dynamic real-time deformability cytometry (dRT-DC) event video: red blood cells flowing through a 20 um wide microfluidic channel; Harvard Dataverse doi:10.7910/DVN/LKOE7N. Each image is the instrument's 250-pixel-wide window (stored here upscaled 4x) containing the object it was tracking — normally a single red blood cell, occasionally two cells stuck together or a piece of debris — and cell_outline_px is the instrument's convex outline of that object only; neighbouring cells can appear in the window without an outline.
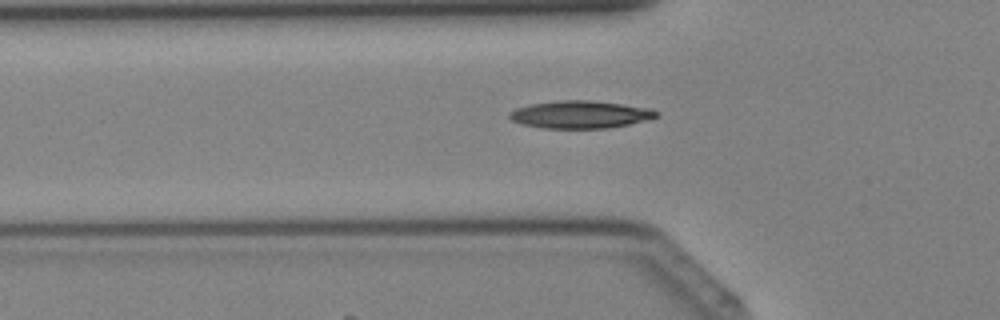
{"species": "Egyptian fruit bat (a non-hibernating species)", "species_latin": "Rousettus aegyptiacus", "temperature_condition": "cold", "stored_images_in_passage": 33, "camera_frame_rate_fps": 3000, "um_per_image_px": 0.085, "animal": {"sex": "female"}, "frame": {"image": 1, "passage_image": 7, "time_ms": 2.0, "image_size_px": [1000, 320], "cell_outline_px": [[660, 116], [648, 120], [608, 128], [544, 128], [520, 124], [512, 120], [508, 116], [508, 112], [516, 108], [528, 104], [560, 100], [592, 100], [652, 108], [660, 112]], "centroid_in_image_um": [49.34, 9.73], "position_along_channel_um": 76.5, "area_um2": 23.87}}
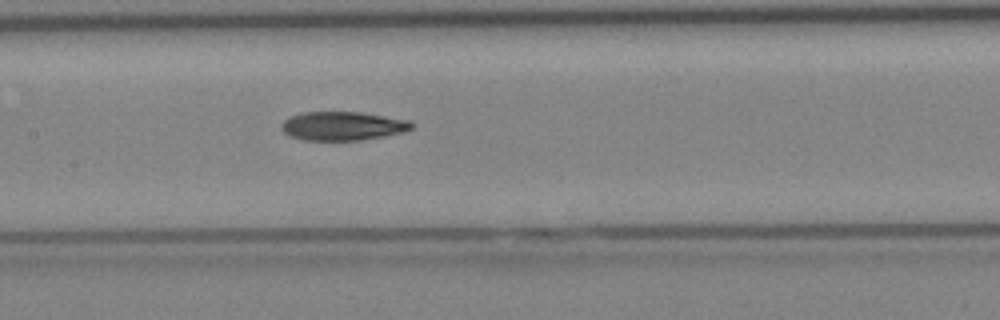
{"frame": {"image": 2, "passage_image": 13, "time_ms": 4.0, "image_size_px": [1000, 320], "cell_outline_px": [[412, 128], [400, 132], [384, 136], [360, 140], [304, 140], [288, 136], [280, 128], [280, 124], [288, 116], [300, 112], [360, 112], [412, 120]], "centroid_in_image_um": [29.07, 10.7], "position_along_channel_um": 178.3, "area_um2": 21.96}}
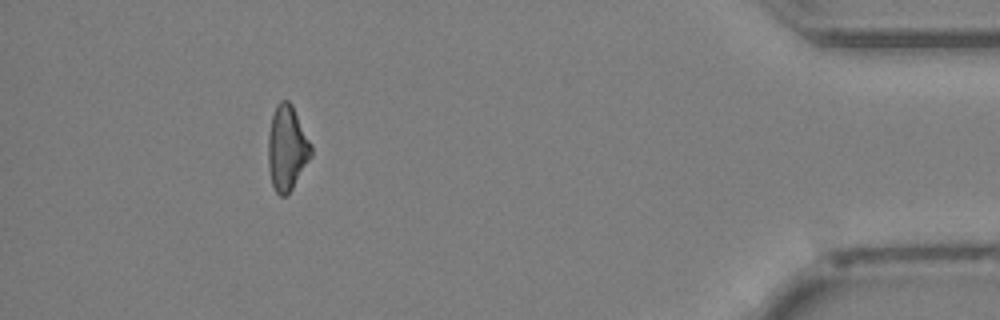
{"frame": {"image": 3, "passage_image": 30, "time_ms": 9.667, "image_size_px": [1000, 320], "cell_outline_px": [[312, 156], [292, 188], [284, 196], [280, 196], [276, 192], [272, 184], [268, 168], [268, 136], [272, 116], [276, 104], [280, 100], [288, 100], [292, 104], [312, 144]], "centroid_in_image_um": [24.4, 12.56], "position_along_channel_um": 410.8, "area_um2": 21.33}}